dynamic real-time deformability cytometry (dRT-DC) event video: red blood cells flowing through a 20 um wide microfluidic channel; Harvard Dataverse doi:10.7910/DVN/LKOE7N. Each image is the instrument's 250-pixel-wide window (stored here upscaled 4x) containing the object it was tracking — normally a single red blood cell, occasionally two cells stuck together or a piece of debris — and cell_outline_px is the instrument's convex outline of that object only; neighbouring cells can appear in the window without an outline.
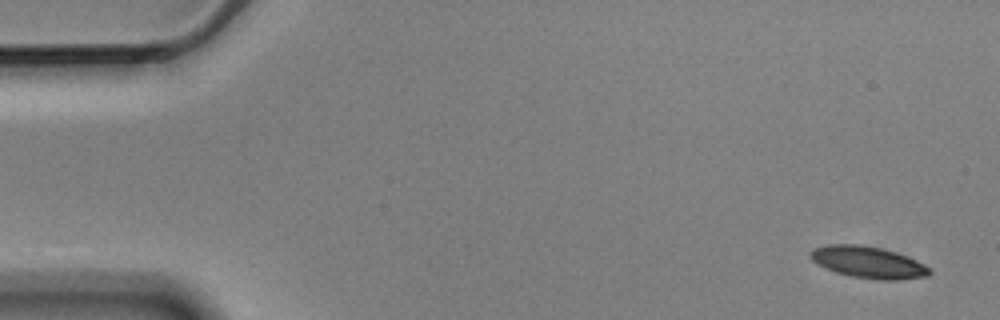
{"species": "Egyptian fruit bat (a non-hibernating species)", "species_latin": "Rousettus aegyptiacus", "temperature_condition": "cold", "stored_images_in_passage": 5, "camera_frame_rate_fps": 3000, "um_per_image_px": 0.085, "animal": {"sex": "male"}, "frame": {"image": 1, "passage_image": 1, "time_ms": 0.0, "image_size_px": [1000, 320], "cell_outline_px": [[932, 272], [928, 276], [900, 280], [876, 280], [852, 276], [836, 272], [824, 268], [812, 260], [808, 256], [808, 252], [812, 248], [828, 244], [860, 244], [880, 248], [896, 252], [908, 256], [932, 268]], "centroid_in_image_um": [73.79, 22.29], "position_along_channel_um": 11.2, "area_um2": 22.37}}
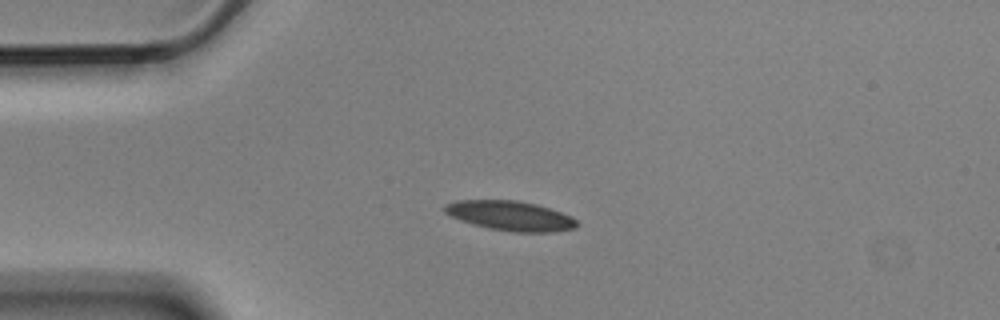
{"frame": {"image": 2, "passage_image": 4, "time_ms": 1.0, "image_size_px": [1000, 320], "cell_outline_px": [[580, 224], [576, 228], [552, 232], [512, 232], [488, 228], [472, 224], [460, 220], [444, 212], [444, 204], [456, 200], [520, 200], [536, 204], [572, 216]], "centroid_in_image_um": [43.39, 18.34], "position_along_channel_um": 41.6, "area_um2": 23.0}}